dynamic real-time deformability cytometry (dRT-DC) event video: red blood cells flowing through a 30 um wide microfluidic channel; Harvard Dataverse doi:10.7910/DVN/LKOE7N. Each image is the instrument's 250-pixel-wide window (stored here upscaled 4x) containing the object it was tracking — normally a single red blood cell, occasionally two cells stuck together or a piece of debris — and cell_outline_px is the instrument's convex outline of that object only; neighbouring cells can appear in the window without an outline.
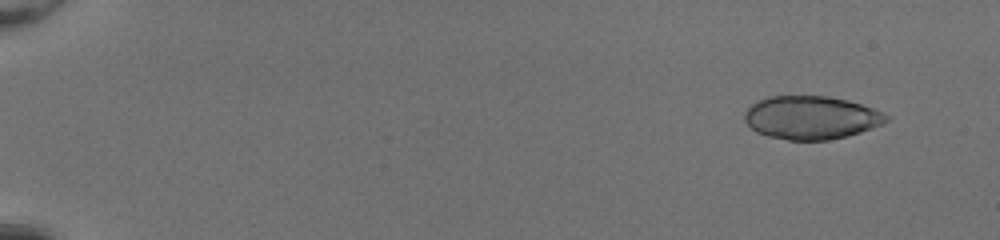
{"species": "common noctule bat (a hibernating species)", "species_latin": "Nyctalus noctula", "temperature_condition": "room temperature", "stored_images_in_passage": 51, "camera_frame_rate_fps": 3000, "um_per_image_px": 0.085, "animal": {"sex": "female", "body_mass_g": 20.0, "forearm_length_mm": 54.0}, "frame": {"image": 1, "passage_image": 5, "time_ms": 1.333, "image_size_px": [1000, 240], "cell_outline_px": [[892, 116], [888, 120], [872, 128], [848, 136], [828, 140], [788, 140], [768, 136], [756, 132], [744, 120], [744, 112], [756, 100], [768, 96], [828, 96], [848, 100], [884, 112]], "centroid_in_image_um": [68.94, 9.99], "position_along_channel_um": 16.1, "area_um2": 35.89}}
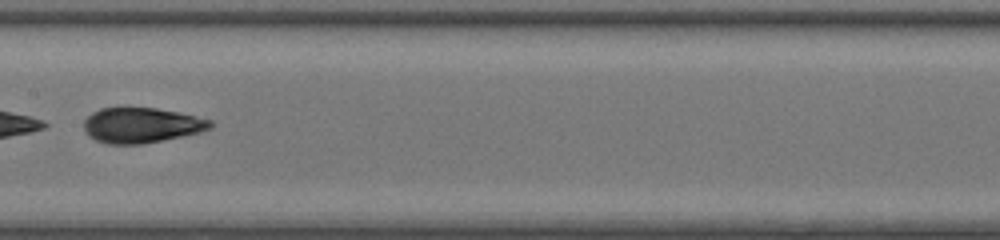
{"frame": {"image": 2, "passage_image": 30, "time_ms": 9.667, "image_size_px": [1000, 240], "cell_outline_px": [[212, 128], [200, 132], [140, 144], [108, 144], [96, 140], [88, 136], [84, 128], [84, 120], [92, 112], [100, 108], [156, 108], [176, 112], [212, 120]], "centroid_in_image_um": [11.99, 10.64], "position_along_channel_um": 195.4, "area_um2": 25.66}}